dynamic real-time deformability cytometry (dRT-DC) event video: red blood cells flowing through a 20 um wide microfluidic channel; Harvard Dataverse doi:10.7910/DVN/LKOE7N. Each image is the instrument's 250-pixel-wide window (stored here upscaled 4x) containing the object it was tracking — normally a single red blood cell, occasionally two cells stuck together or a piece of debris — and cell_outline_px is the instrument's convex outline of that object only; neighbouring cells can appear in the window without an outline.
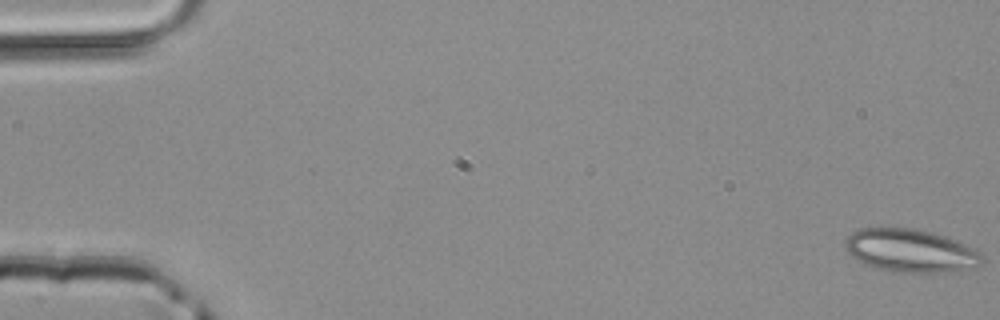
{"species": "common noctule bat (a hibernating species)", "species_latin": "Nyctalus noctula", "temperature_condition": "room temperature", "stored_images_in_passage": 48, "segment_of_instrument_passage": [1, 2], "camera_frame_rate_fps": 3000, "um_per_image_px": 0.085, "animal": {"sex": "male", "body_mass_g": 20.4}, "frame": {"image": 1, "passage_image": 1, "time_ms": 0.0, "image_size_px": [1000, 320], "cell_outline_px": [[984, 260], [980, 264], [936, 272], [892, 272], [872, 268], [864, 264], [852, 256], [844, 244], [844, 240], [852, 232], [860, 228], [912, 228], [944, 236], [964, 244], [980, 252], [984, 256]], "centroid_in_image_um": [77.3, 21.3], "position_along_channel_um": 7.7, "area_um2": 33.7}}